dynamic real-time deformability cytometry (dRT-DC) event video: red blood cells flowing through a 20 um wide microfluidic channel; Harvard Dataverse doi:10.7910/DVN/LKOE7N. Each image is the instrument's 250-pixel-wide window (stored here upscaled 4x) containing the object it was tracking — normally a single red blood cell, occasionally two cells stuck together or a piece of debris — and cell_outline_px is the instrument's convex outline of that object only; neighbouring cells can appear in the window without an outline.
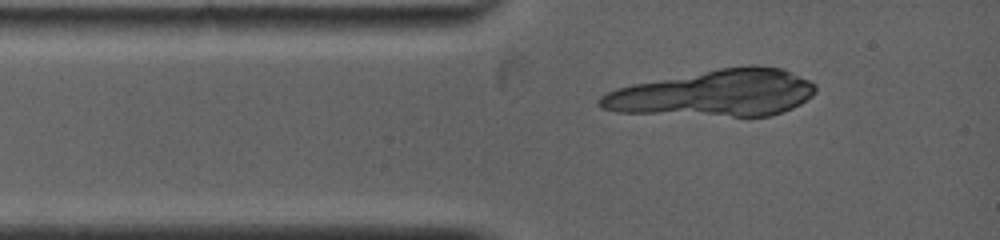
{"species": "common noctule bat (a hibernating species)", "species_latin": "Nyctalus noctula", "temperature_condition": "warm", "stored_images_in_passage": 2, "camera_frame_rate_fps": 5000, "um_per_image_px": 0.085, "animal": {"sex": "female", "body_mass_g": 19.0, "forearm_length_mm": 53.3}, "frame": {"image": 1, "passage_image": 1, "time_ms": 0.0, "image_size_px": [1000, 240], "cell_outline_px": [[472, 24], [400, 36], [340, 36], [328, 28], [348, 16], [456, 16], [472, 20]], "centroid_in_image_um": [33.56, 2.14], "position_along_channel_um": 51.4, "area_um2": 16.24}}